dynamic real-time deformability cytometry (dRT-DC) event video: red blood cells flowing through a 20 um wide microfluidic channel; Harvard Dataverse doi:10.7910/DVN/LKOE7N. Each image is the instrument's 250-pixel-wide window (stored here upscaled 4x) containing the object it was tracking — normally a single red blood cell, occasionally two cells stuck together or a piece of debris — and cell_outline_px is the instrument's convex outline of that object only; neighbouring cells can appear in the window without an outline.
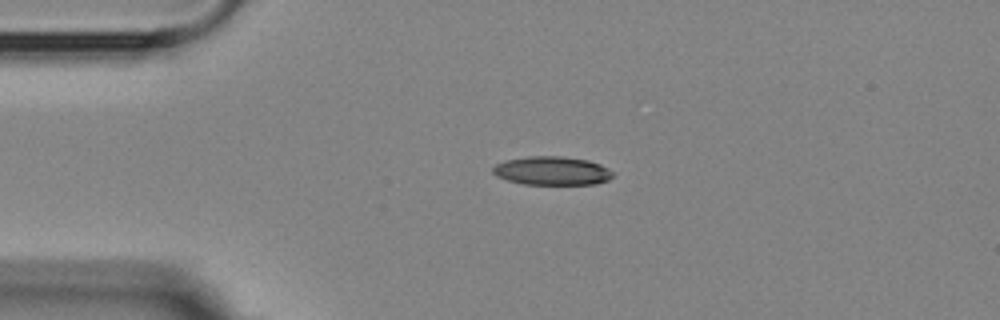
{"species": "Egyptian fruit bat (a non-hibernating species)", "species_latin": "Rousettus aegyptiacus", "temperature_condition": "room temperature", "stored_images_in_passage": 1, "camera_frame_rate_fps": 3000, "um_per_image_px": 0.085, "animal": {"sex": "female"}, "frame": {"image": 1, "passage_image": 1, "time_ms": 0.0, "image_size_px": [1000, 320], "cell_outline_px": [[612, 176], [608, 180], [596, 184], [524, 184], [508, 180], [496, 176], [492, 172], [492, 168], [496, 164], [508, 160], [528, 156], [560, 156], [588, 160], [600, 164], [608, 168], [612, 172]], "centroid_in_image_um": [46.92, 14.52], "position_along_channel_um": 38.1, "area_um2": 19.88}}